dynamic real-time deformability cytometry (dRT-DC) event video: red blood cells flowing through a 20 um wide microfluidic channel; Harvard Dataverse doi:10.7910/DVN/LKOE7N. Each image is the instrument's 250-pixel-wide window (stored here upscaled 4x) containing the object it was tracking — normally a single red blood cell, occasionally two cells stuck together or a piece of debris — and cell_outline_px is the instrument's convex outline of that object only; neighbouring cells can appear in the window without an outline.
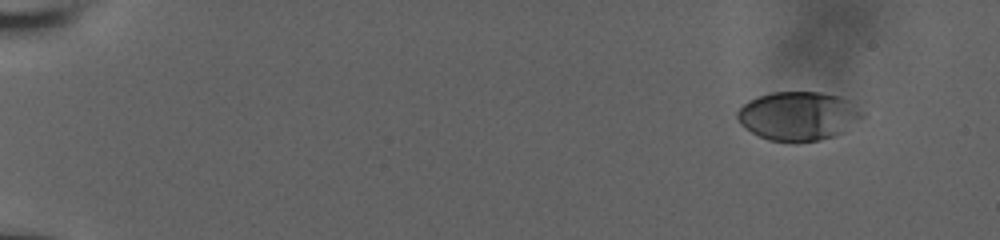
{"species": "human", "species_latin": "Homo sapiens", "temperature_condition": "room temperature", "stored_images_in_passage": 7, "camera_frame_rate_fps": 3000, "um_per_image_px": 0.085, "donor": {"sex": "male"}, "frame": {"image": 1, "passage_image": 1, "time_ms": 0.0, "image_size_px": [1000, 240], "cell_outline_px": [[864, 116], [844, 132], [820, 140], [768, 140], [744, 128], [736, 120], [736, 112], [748, 100], [772, 92], [820, 92], [840, 96], [848, 100], [864, 112]], "centroid_in_image_um": [67.85, 9.84], "position_along_channel_um": 17.2, "area_um2": 35.26}}
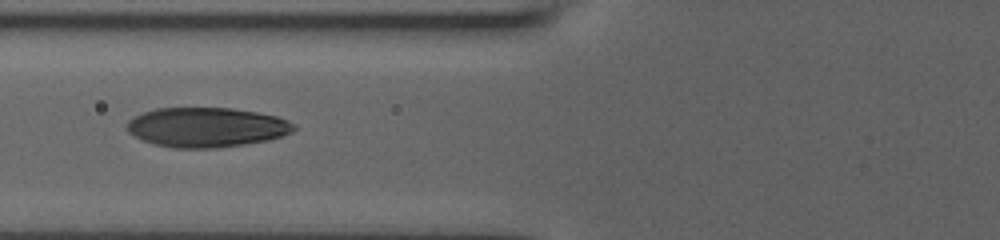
{"frame": {"image": 2, "passage_image": 7, "time_ms": 6.667, "image_size_px": [1000, 240], "cell_outline_px": [[296, 128], [292, 132], [268, 140], [244, 144], [216, 148], [172, 148], [156, 144], [144, 140], [128, 132], [128, 120], [144, 112], [156, 108], [232, 108], [256, 112], [276, 116], [288, 120], [296, 124]], "centroid_in_image_um": [17.59, 10.81], "position_along_channel_um": 108.2, "area_um2": 38.38}}